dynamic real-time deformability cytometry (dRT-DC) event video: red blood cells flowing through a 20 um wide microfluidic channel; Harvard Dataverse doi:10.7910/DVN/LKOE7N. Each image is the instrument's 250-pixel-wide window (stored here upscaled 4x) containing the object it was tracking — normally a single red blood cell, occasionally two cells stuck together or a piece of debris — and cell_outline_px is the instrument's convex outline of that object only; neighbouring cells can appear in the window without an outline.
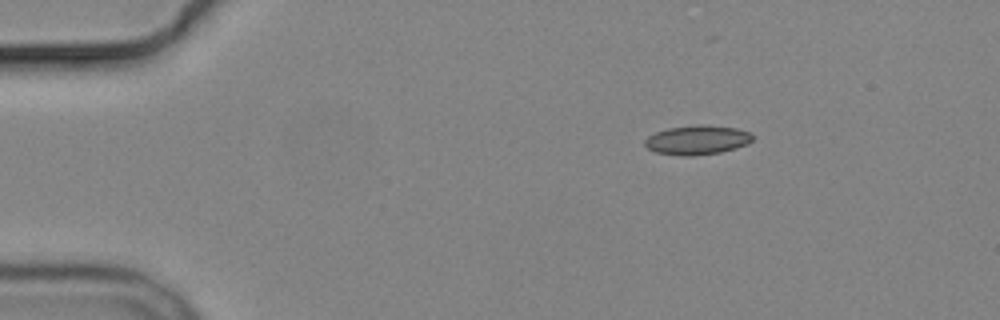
{"species": "common noctule bat (a hibernating species)", "species_latin": "Nyctalus noctula", "temperature_condition": "cold", "stored_images_in_passage": 4, "camera_frame_rate_fps": 3000, "um_per_image_px": 0.085, "animal": {"sex": "male", "body_mass_g": 19.2, "forearm_length_mm": 51.8}, "frame": {"image": 1, "passage_image": 1, "time_ms": 0.0, "image_size_px": [1000, 320], "cell_outline_px": [[752, 140], [748, 144], [736, 148], [720, 152], [692, 156], [680, 156], [656, 152], [648, 148], [644, 144], [644, 140], [648, 136], [656, 132], [668, 128], [696, 124], [704, 124], [736, 128], [748, 132], [752, 136]], "centroid_in_image_um": [59.24, 11.89], "position_along_channel_um": 25.8, "area_um2": 18.44}}
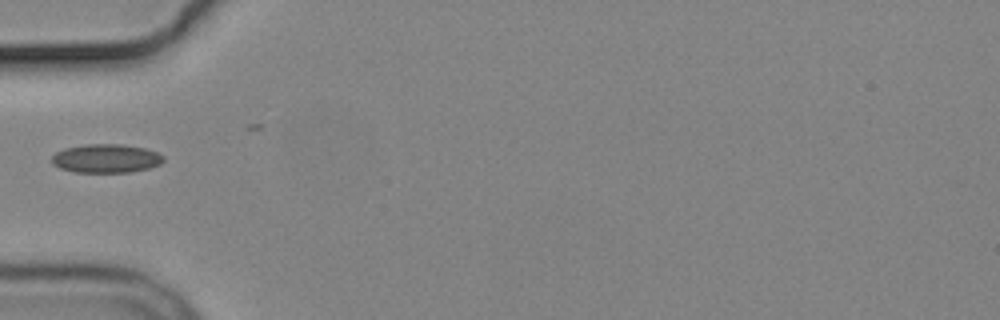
{"frame": {"image": 2, "passage_image": 4, "time_ms": 3.333, "image_size_px": [1000, 320], "cell_outline_px": [[164, 160], [160, 164], [148, 168], [132, 172], [72, 172], [60, 168], [52, 164], [52, 156], [56, 152], [64, 148], [84, 144], [120, 144], [144, 148], [156, 152], [164, 156]], "centroid_in_image_um": [8.99, 13.47], "position_along_channel_um": 76.0, "area_um2": 18.73}}